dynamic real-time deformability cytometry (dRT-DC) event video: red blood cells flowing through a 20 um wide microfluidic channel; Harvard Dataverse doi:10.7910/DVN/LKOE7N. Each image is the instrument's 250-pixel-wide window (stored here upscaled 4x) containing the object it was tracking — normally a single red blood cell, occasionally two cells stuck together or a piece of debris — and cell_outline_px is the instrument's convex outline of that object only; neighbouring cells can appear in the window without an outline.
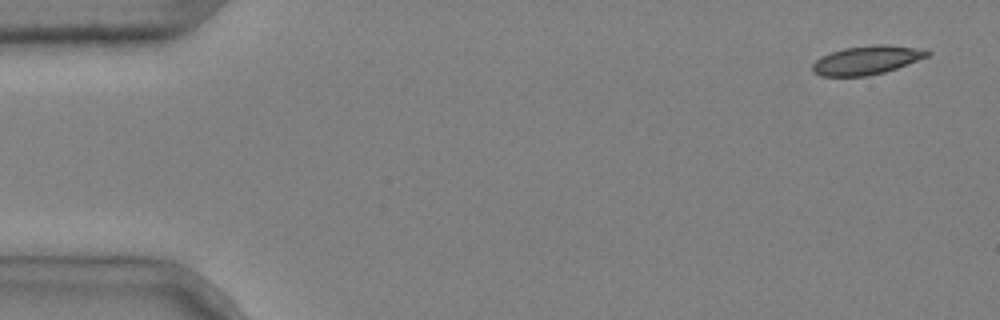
{"species": "common noctule bat (a hibernating species)", "species_latin": "Nyctalus noctula", "temperature_condition": "cold", "stored_images_in_passage": 5, "camera_frame_rate_fps": 3000, "um_per_image_px": 0.085, "animal": {"sex": "male", "body_mass_g": 20.4}, "frame": {"image": 1, "passage_image": 1, "time_ms": 0.0, "image_size_px": [1000, 320], "cell_outline_px": [[932, 52], [928, 56], [896, 68], [884, 72], [868, 76], [820, 76], [812, 72], [812, 64], [816, 60], [832, 52], [844, 48], [876, 44], [888, 44], [924, 48]], "centroid_in_image_um": [73.7, 5.1], "position_along_channel_um": 11.3, "area_um2": 19.25}}
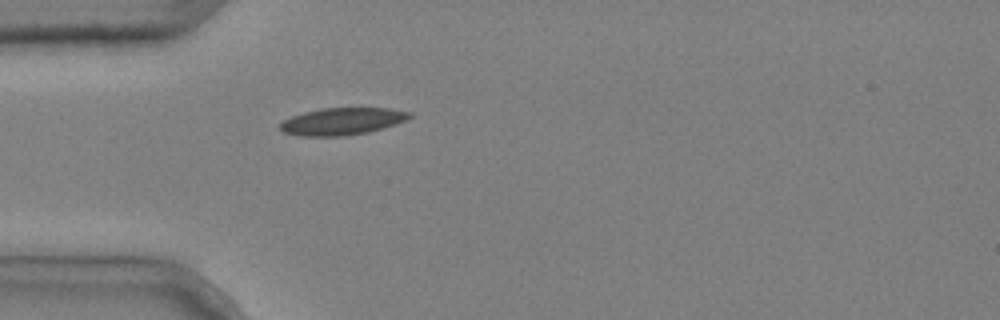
{"frame": {"image": 2, "passage_image": 5, "time_ms": 1.333, "image_size_px": [1000, 320], "cell_outline_px": [[412, 116], [396, 124], [368, 132], [344, 136], [300, 136], [284, 132], [280, 128], [280, 124], [284, 120], [292, 116], [304, 112], [320, 108], [388, 108], [412, 112]], "centroid_in_image_um": [29.09, 10.31], "position_along_channel_um": 55.9, "area_um2": 20.4}}